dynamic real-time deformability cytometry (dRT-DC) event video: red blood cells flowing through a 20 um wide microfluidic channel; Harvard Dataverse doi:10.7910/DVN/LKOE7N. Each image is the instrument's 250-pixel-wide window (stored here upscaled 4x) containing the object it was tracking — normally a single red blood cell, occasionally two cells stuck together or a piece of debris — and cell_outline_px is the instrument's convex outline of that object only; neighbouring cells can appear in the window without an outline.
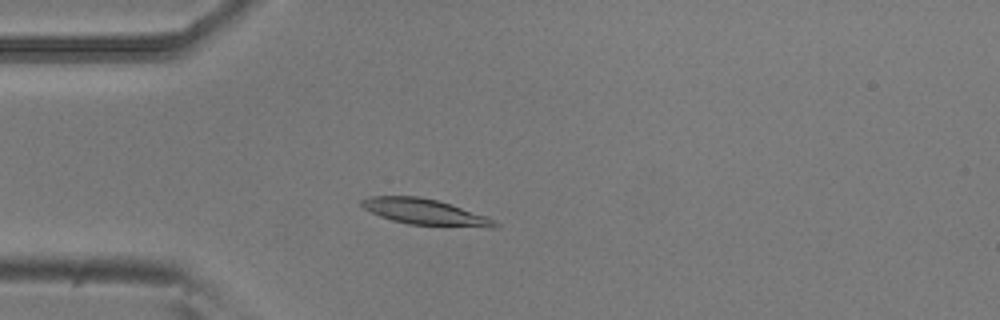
{"species": "common noctule bat (a hibernating species)", "species_latin": "Nyctalus noctula", "temperature_condition": "room temperature", "stored_images_in_passage": 51, "camera_frame_rate_fps": 3000, "um_per_image_px": 0.085, "animal": {"sex": "male", "body_mass_g": 20.5, "forearm_length_mm": 52.5}, "frame": {"image": 1, "passage_image": 12, "time_ms": 3.667, "image_size_px": [1000, 320], "cell_outline_px": [[500, 228], [488, 228], [408, 224], [392, 220], [380, 216], [364, 208], [360, 204], [360, 200], [368, 196], [420, 196], [436, 200], [496, 220], [500, 224]], "centroid_in_image_um": [36.13, 18.03], "position_along_channel_um": 48.9, "area_um2": 20.0}}
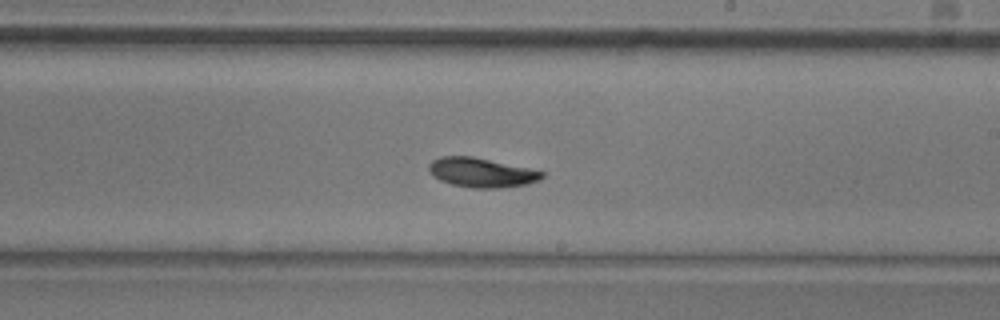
{"frame": {"image": 2, "passage_image": 29, "time_ms": 9.333, "image_size_px": [1000, 320], "cell_outline_px": [[544, 176], [540, 180], [528, 184], [500, 188], [472, 188], [452, 184], [440, 180], [432, 176], [428, 172], [428, 164], [432, 160], [440, 156], [472, 156], [532, 168], [544, 172]], "centroid_in_image_um": [40.92, 14.66], "position_along_channel_um": 248.1, "area_um2": 19.71}}
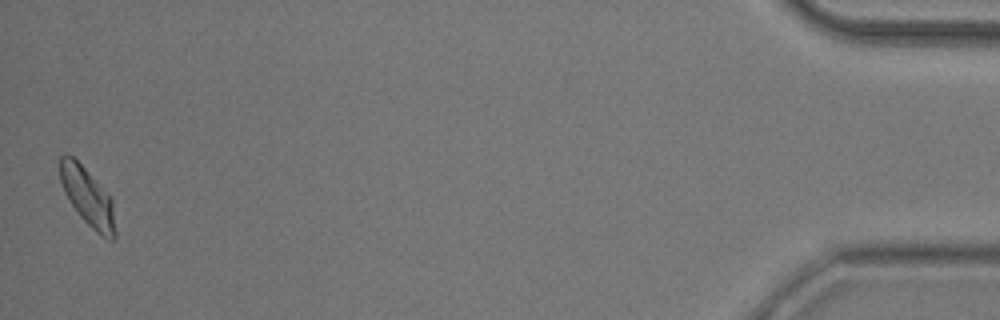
{"frame": {"image": 3, "passage_image": 51, "time_ms": 16.667, "image_size_px": [1000, 320], "cell_outline_px": [[116, 236], [112, 240], [108, 240], [100, 236], [80, 216], [68, 200], [64, 192], [60, 180], [60, 156], [64, 152], [72, 156], [112, 196], [116, 232]], "centroid_in_image_um": [7.47, 16.75], "position_along_channel_um": 427.7, "area_um2": 18.9}, "authors_computed_cell_mechanics": {"area_um2": 19.1896, "velocity_mm_per_s": 3.7111, "shape_relaxation_time_tau1_ms": 3.6969, "shape_relaxation_time_tau2_ms": 9.7835, "deformation_change_tau1": 0.111, "deformation_change_tau2": 0.1152}}